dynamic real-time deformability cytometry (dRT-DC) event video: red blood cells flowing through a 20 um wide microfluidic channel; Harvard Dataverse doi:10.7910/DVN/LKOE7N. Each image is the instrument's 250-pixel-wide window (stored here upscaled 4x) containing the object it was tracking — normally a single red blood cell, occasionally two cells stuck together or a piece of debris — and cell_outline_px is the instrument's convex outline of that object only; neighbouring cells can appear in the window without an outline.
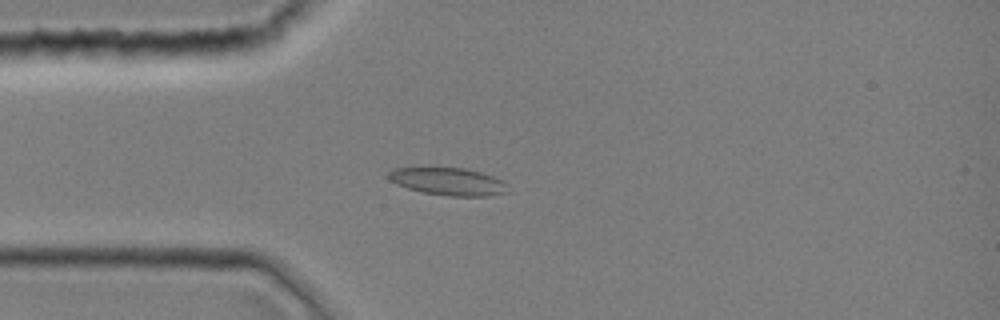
{"species": "common noctule bat (a hibernating species)", "species_latin": "Nyctalus noctula", "temperature_condition": "room temperature", "stored_images_in_passage": 43, "camera_frame_rate_fps": 3000, "um_per_image_px": 0.085, "animal": {"sex": "female", "body_mass_g": 19.0, "forearm_length_mm": 51.5}, "frame": {"image": 1, "passage_image": 11, "time_ms": 3.333, "image_size_px": [1000, 320], "cell_outline_px": [[512, 192], [488, 196], [448, 196], [424, 192], [408, 188], [396, 184], [388, 180], [388, 172], [392, 168], [416, 164], [464, 168], [480, 172], [504, 180]], "centroid_in_image_um": [38.04, 15.37], "position_along_channel_um": 47.0, "area_um2": 20.35}}
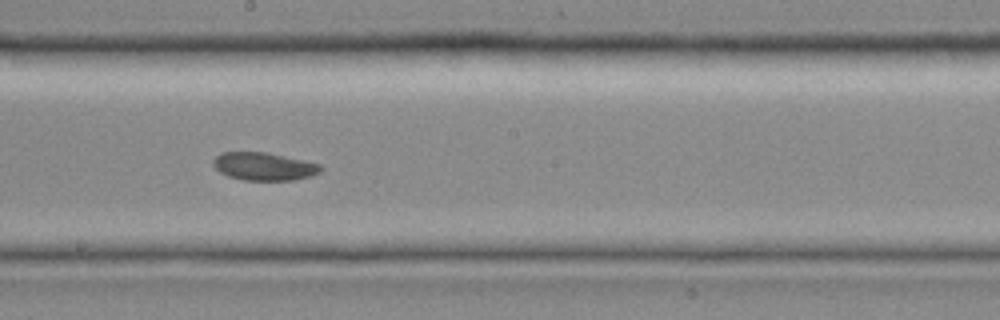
{"frame": {"image": 2, "passage_image": 24, "time_ms": 7.667, "image_size_px": [1000, 320], "cell_outline_px": [[324, 168], [320, 172], [308, 176], [292, 180], [244, 180], [228, 176], [220, 172], [212, 164], [212, 160], [220, 152], [268, 152], [320, 164]], "centroid_in_image_um": [22.41, 14.13], "position_along_channel_um": 225.8, "area_um2": 17.46}}
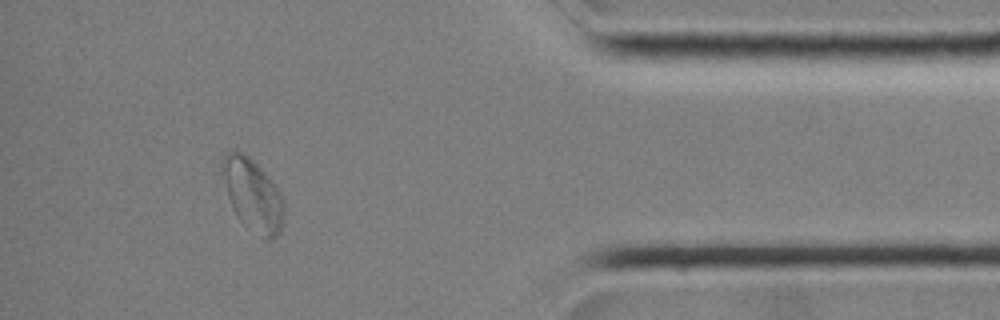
{"frame": {"image": 3, "passage_image": 39, "time_ms": 12.667, "image_size_px": [1000, 320], "cell_outline_px": [[284, 224], [280, 232], [276, 236], [268, 240], [240, 220], [232, 208], [228, 196], [220, 168], [220, 160], [224, 152], [228, 148], [244, 152], [272, 180], [280, 192], [284, 200]], "centroid_in_image_um": [21.46, 16.49], "position_along_channel_um": 413.7, "area_um2": 26.18}}